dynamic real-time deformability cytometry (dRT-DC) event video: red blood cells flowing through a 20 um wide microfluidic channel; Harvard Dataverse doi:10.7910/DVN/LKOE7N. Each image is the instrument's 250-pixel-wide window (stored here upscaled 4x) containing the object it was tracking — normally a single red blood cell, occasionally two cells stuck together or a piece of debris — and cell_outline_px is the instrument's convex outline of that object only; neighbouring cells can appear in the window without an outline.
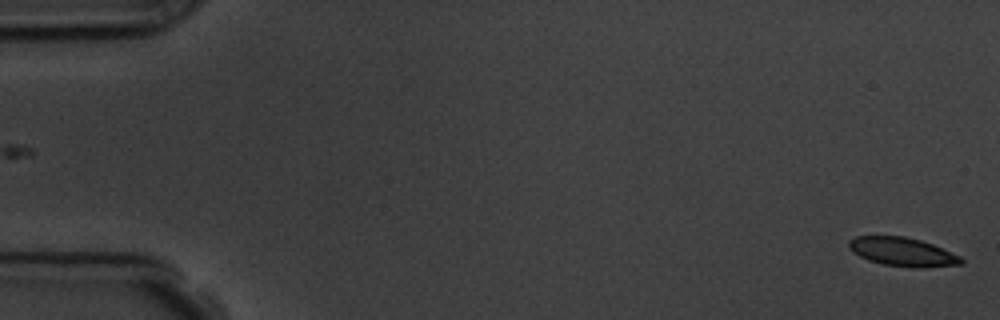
{"species": "common noctule bat (a hibernating species)", "species_latin": "Nyctalus noctula", "temperature_condition": "room temperature", "stored_images_in_passage": 57, "camera_frame_rate_fps": 3000, "um_per_image_px": 0.085, "animal": {"sex": "male", "body_mass_g": 19.5, "forearm_length_mm": 54.6}, "frame": {"image": 1, "passage_image": 1, "time_ms": 0.0, "image_size_px": [1000, 320], "cell_outline_px": [[964, 264], [924, 268], [916, 268], [884, 264], [868, 260], [852, 252], [848, 248], [848, 240], [856, 236], [904, 236], [920, 240], [932, 244], [960, 256], [964, 260]], "centroid_in_image_um": [76.71, 21.41], "position_along_channel_um": 8.3, "area_um2": 18.84}}
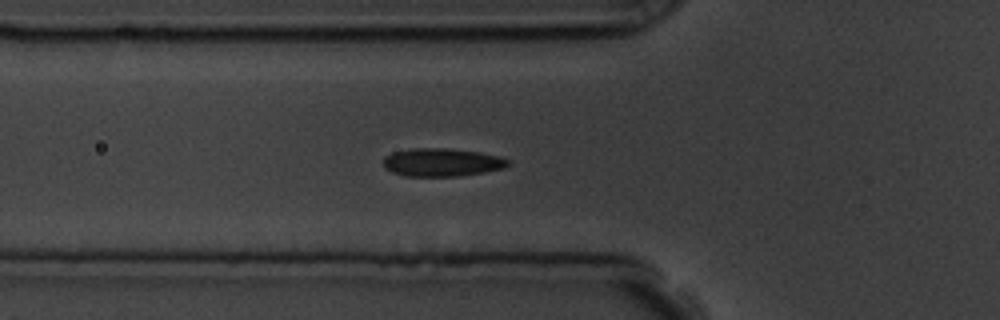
{"frame": {"image": 2, "passage_image": 20, "time_ms": 6.333, "image_size_px": [1000, 320], "cell_outline_px": [[508, 164], [504, 168], [484, 172], [460, 176], [404, 176], [392, 172], [384, 168], [384, 156], [392, 152], [412, 148], [448, 148], [480, 152], [500, 156], [508, 160]], "centroid_in_image_um": [37.53, 13.79], "position_along_channel_um": 88.3, "area_um2": 20.52}}
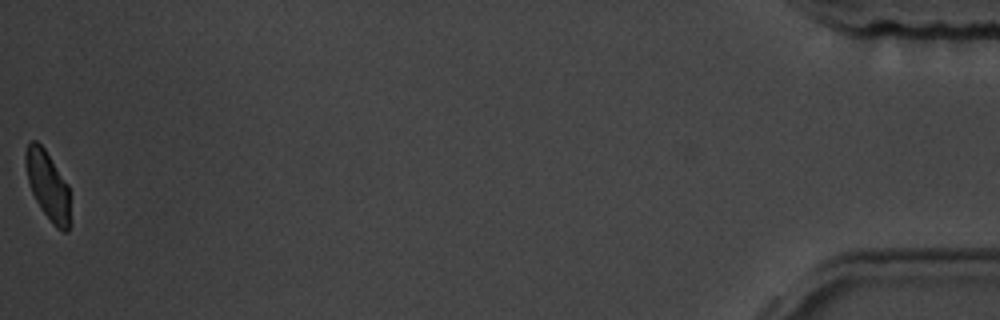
{"frame": {"image": 3, "passage_image": 57, "time_ms": 18.667, "image_size_px": [1000, 320], "cell_outline_px": [[72, 224], [68, 232], [64, 232], [56, 228], [52, 224], [40, 208], [32, 192], [28, 180], [24, 164], [24, 156], [28, 144], [32, 140], [36, 140], [44, 148], [68, 184]], "centroid_in_image_um": [4.1, 15.84], "position_along_channel_um": 431.1, "area_um2": 18.26}, "authors_computed_cell_mechanics": {"area_um2": 20.0566, "velocity_mm_per_s": 3.5829, "shape_relaxation_time_tau1_ms": 7.9699, "shape_relaxation_time_tau2_ms": 2.9518, "deformation_change_tau1": 0.1261, "deformation_change_tau2": 0.0637}}